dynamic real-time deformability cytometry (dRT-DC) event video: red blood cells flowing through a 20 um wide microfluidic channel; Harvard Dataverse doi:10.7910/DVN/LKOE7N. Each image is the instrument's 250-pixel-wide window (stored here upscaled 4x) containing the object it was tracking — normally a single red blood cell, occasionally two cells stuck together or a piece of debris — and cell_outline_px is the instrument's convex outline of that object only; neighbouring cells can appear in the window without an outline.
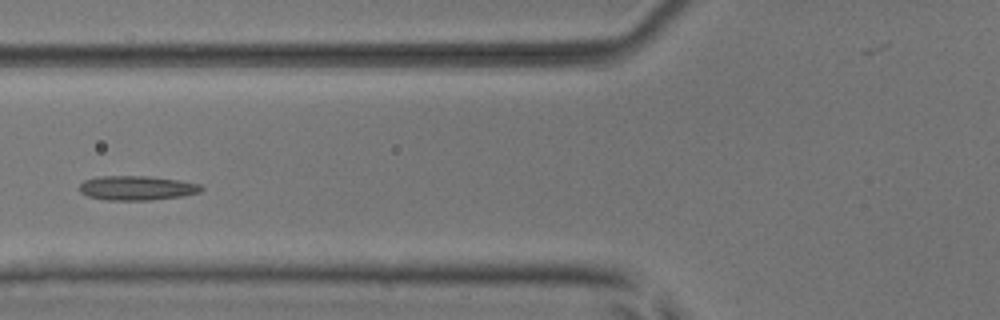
{"species": "common noctule bat (a hibernating species)", "species_latin": "Nyctalus noctula", "temperature_condition": "room temperature", "stored_images_in_passage": 5, "camera_frame_rate_fps": 3000, "um_per_image_px": 0.085, "animal": {"sex": "male", "body_mass_g": 17.9, "forearm_length_mm": 54.2}, "frame": {"image": 1, "passage_image": 5, "time_ms": 4.667, "image_size_px": [1000, 320], "cell_outline_px": [[204, 188], [200, 192], [184, 196], [148, 200], [108, 200], [88, 196], [80, 192], [80, 184], [84, 180], [96, 176], [148, 176], [180, 180], [200, 184]], "centroid_in_image_um": [11.64, 15.97], "position_along_channel_um": 114.2, "area_um2": 17.4}}